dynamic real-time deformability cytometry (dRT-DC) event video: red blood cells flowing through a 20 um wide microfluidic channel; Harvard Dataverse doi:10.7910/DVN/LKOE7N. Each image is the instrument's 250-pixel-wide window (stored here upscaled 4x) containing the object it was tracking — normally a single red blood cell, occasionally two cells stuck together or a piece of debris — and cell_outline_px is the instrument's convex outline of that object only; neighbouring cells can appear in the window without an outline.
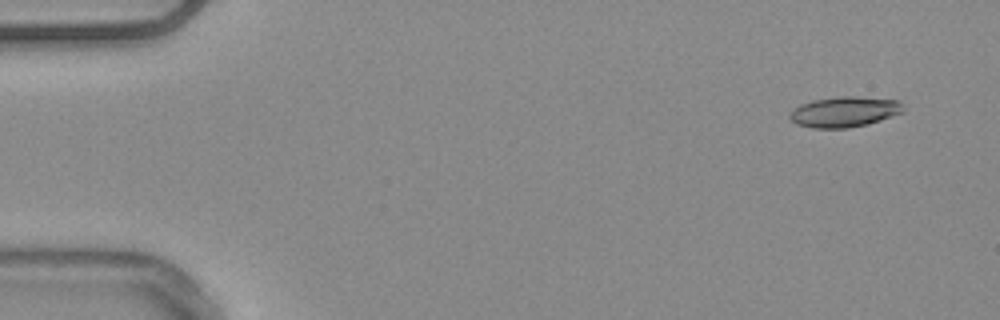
{"species": "common noctule bat (a hibernating species)", "species_latin": "Nyctalus noctula", "temperature_condition": "warm", "stored_images_in_passage": 51, "camera_frame_rate_fps": 3000, "um_per_image_px": 0.085, "animal": {"sex": "male", "body_mass_g": 20.4}, "frame": {"image": 1, "passage_image": 1, "time_ms": 0.0, "image_size_px": [1000, 320], "cell_outline_px": [[904, 112], [868, 124], [848, 128], [812, 128], [796, 124], [788, 116], [800, 104], [812, 100], [840, 96], [856, 96], [900, 100], [904, 108]], "centroid_in_image_um": [71.81, 9.5], "position_along_channel_um": 13.2, "area_um2": 20.23}}
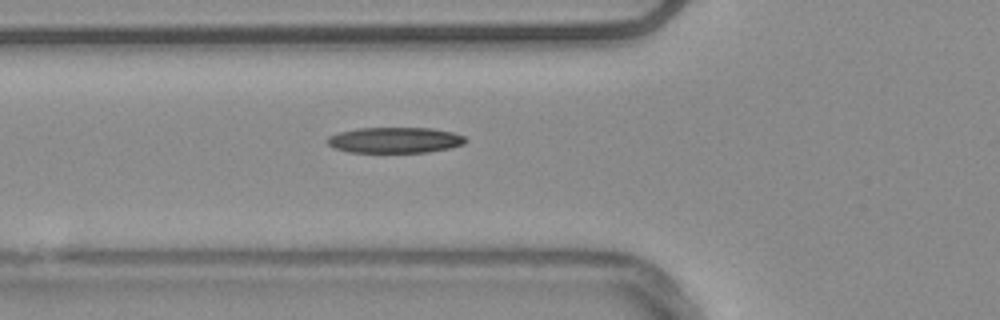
{"frame": {"image": 2, "passage_image": 17, "time_ms": 5.333, "image_size_px": [1000, 320], "cell_outline_px": [[468, 140], [464, 144], [452, 148], [428, 152], [348, 152], [332, 148], [324, 140], [328, 136], [340, 132], [360, 128], [432, 128], [452, 132], [464, 136]], "centroid_in_image_um": [33.56, 11.91], "position_along_channel_um": 92.2, "area_um2": 20.92}}
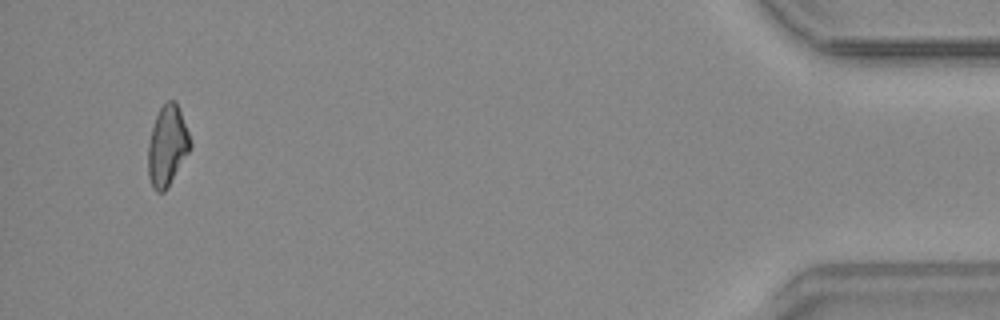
{"frame": {"image": 3, "passage_image": 49, "time_ms": 16.0, "image_size_px": [1000, 320], "cell_outline_px": [[192, 144], [188, 152], [168, 188], [164, 192], [156, 192], [152, 188], [148, 176], [148, 144], [152, 128], [156, 116], [160, 108], [168, 100], [176, 100], [188, 132]], "centroid_in_image_um": [14.2, 12.42], "position_along_channel_um": 421.0, "area_um2": 19.65}, "authors_computed_cell_mechanics": {"area_um2": 20.23, "velocity_mm_per_s": 3.8016, "shape_relaxation_time_tau1_ms": 8.3518, "shape_relaxation_time_tau2_ms": null, "deformation_change_tau1": 0.1858, "deformation_change_tau2": null}}